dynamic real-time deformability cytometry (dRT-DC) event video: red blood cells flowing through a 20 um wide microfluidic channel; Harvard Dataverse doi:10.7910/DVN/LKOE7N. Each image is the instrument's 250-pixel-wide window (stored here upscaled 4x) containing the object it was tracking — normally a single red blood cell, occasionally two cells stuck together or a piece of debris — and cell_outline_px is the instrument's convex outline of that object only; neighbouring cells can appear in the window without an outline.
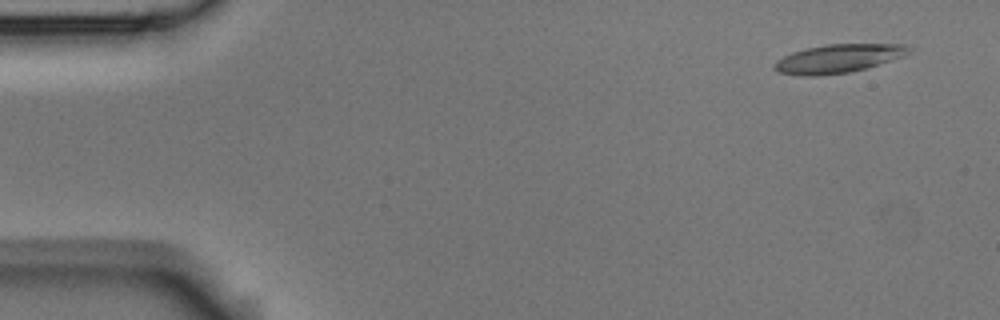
{"species": "Egyptian fruit bat (a non-hibernating species)", "species_latin": "Rousettus aegyptiacus", "temperature_condition": "room temperature", "stored_images_in_passage": 5, "camera_frame_rate_fps": 3000, "um_per_image_px": 0.085, "animal": {"sex": "male"}, "frame": {"image": 1, "passage_image": 1, "time_ms": 0.0, "image_size_px": [1000, 320], "cell_outline_px": [[916, 48], [912, 52], [904, 56], [868, 68], [848, 72], [816, 76], [800, 76], [776, 72], [772, 68], [772, 64], [776, 60], [792, 52], [808, 48], [828, 44], [904, 44]], "centroid_in_image_um": [71.27, 4.98], "position_along_channel_um": 13.7, "area_um2": 22.72}}
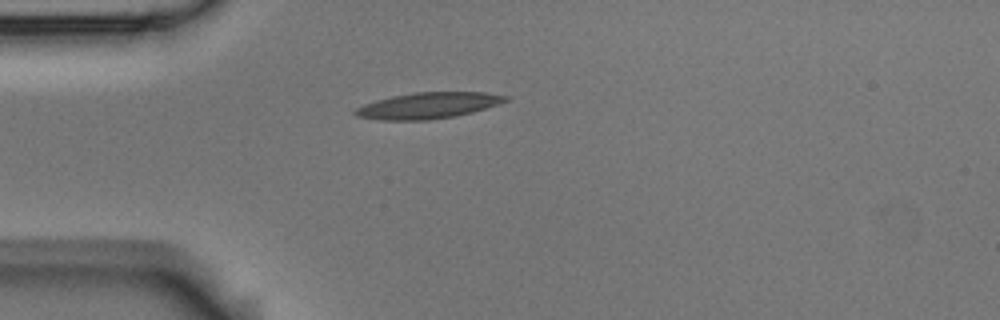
{"frame": {"image": 2, "passage_image": 4, "time_ms": 1.0, "image_size_px": [1000, 320], "cell_outline_px": [[508, 100], [472, 112], [452, 116], [428, 120], [380, 120], [356, 116], [352, 112], [356, 108], [364, 104], [376, 100], [392, 96], [416, 92], [484, 92], [508, 96]], "centroid_in_image_um": [36.33, 8.97], "position_along_channel_um": 48.7, "area_um2": 22.6}}